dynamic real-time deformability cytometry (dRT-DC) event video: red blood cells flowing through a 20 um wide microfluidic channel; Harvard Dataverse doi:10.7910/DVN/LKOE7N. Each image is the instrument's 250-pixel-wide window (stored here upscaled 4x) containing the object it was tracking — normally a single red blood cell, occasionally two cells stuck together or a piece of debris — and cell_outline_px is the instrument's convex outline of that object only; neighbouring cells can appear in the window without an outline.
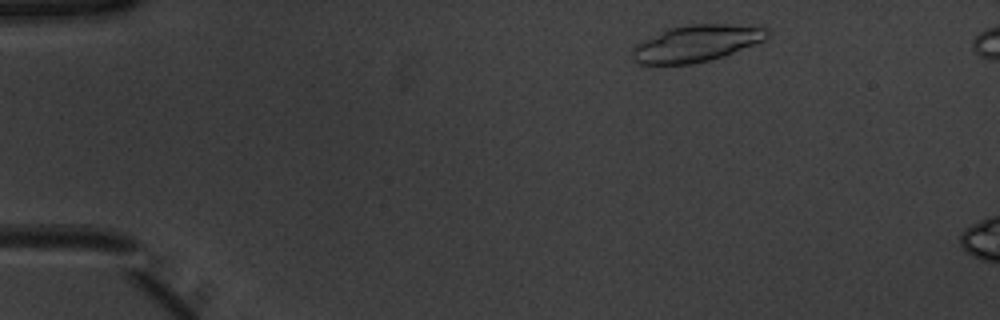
{"species": "common noctule bat (a hibernating species)", "species_latin": "Nyctalus noctula", "temperature_condition": "warm", "stored_images_in_passage": 9, "camera_frame_rate_fps": 3000, "um_per_image_px": 0.085, "animal": {"sex": "male", "body_mass_g": 20.1, "forearm_length_mm": 53.5}, "frame": {"image": 1, "passage_image": 4, "time_ms": 1.0, "image_size_px": [1000, 320], "cell_outline_px": [[768, 36], [764, 40], [724, 56], [692, 64], [636, 64], [632, 60], [632, 48], [636, 44], [668, 28], [688, 24], [728, 24], [768, 28]], "centroid_in_image_um": [59.16, 3.69], "position_along_channel_um": 25.8, "area_um2": 28.67}}